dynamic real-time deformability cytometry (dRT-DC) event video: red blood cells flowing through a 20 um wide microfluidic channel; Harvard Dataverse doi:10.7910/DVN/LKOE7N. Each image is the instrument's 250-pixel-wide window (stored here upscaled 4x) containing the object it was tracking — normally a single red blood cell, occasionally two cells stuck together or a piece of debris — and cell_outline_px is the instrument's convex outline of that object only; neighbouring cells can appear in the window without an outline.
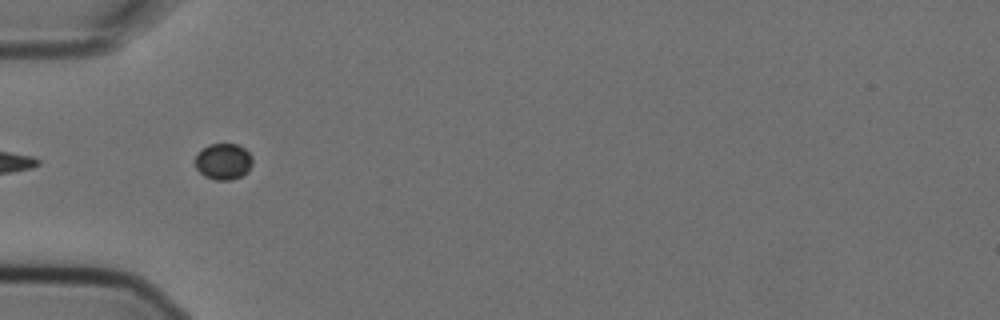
{"species": "Egyptian fruit bat (a non-hibernating species)", "species_latin": "Rousettus aegyptiacus", "temperature_condition": "cold", "stored_images_in_passage": 5, "camera_frame_rate_fps": 3000, "um_per_image_px": 0.085, "animal": {"sex": "female"}, "frame": {"image": 1, "passage_image": 5, "time_ms": 1.333, "image_size_px": [1000, 320], "cell_outline_px": [[252, 164], [248, 172], [240, 176], [228, 180], [216, 180], [204, 176], [196, 168], [196, 156], [208, 144], [236, 144], [244, 148], [252, 156]], "centroid_in_image_um": [19.0, 13.73], "position_along_channel_um": 66.0, "area_um2": 11.96}}